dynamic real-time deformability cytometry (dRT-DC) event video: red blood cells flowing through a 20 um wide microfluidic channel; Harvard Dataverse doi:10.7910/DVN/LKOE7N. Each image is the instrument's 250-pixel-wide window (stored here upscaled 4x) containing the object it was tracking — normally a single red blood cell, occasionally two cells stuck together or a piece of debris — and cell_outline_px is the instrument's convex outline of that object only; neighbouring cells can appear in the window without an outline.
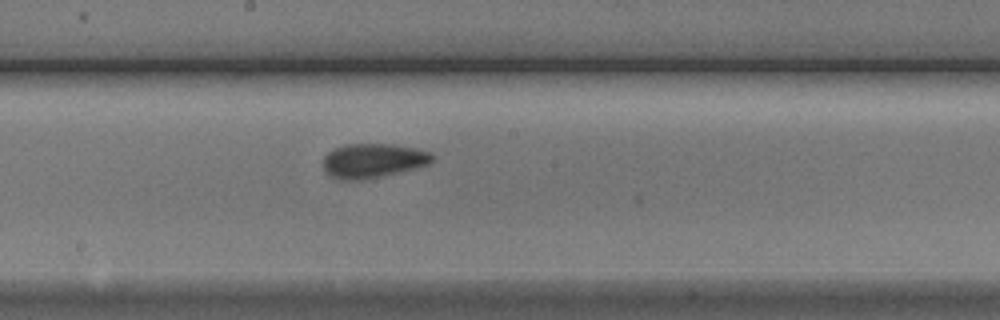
{"species": "Egyptian fruit bat (a non-hibernating species)", "species_latin": "Rousettus aegyptiacus", "temperature_condition": "cold", "stored_images_in_passage": 9, "camera_frame_rate_fps": 3000, "um_per_image_px": 0.085, "animal": {"sex": "male"}, "frame": {"image": 1, "passage_image": 9, "time_ms": 10.0, "image_size_px": [1000, 320], "cell_outline_px": [[432, 160], [428, 164], [380, 176], [360, 180], [336, 180], [324, 168], [324, 156], [328, 152], [344, 144], [396, 144], [416, 148], [432, 152]], "centroid_in_image_um": [31.69, 13.64], "position_along_channel_um": 216.5, "area_um2": 21.56}}